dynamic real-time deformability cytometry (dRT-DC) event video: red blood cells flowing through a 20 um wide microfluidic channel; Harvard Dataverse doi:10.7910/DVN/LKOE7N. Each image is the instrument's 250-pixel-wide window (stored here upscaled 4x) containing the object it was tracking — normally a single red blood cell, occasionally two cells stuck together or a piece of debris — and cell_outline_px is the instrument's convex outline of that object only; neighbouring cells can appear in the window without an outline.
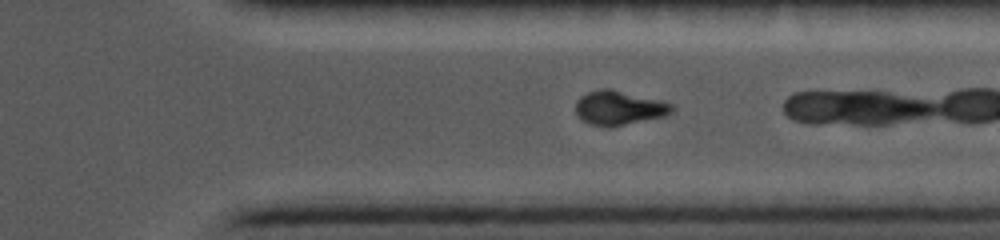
{"species": "common noctule bat (a hibernating species)", "species_latin": "Nyctalus noctula", "temperature_condition": "cold", "stored_images_in_passage": 30, "camera_frame_rate_fps": 5000, "um_per_image_px": 0.085, "animal": {"sex": "female", "body_mass_g": 19.0, "forearm_length_mm": 56.7}, "frame": {"image": 1, "passage_image": 22, "time_ms": 7.4, "image_size_px": [1000, 240], "cell_outline_px": [[676, 108], [672, 112], [664, 116], [624, 124], [592, 124], [584, 120], [576, 112], [576, 100], [580, 96], [588, 92], [600, 88], [608, 88], [660, 100], [676, 104]], "centroid_in_image_um": [52.67, 9.12], "position_along_channel_um": 358.7, "area_um2": 18.61}}